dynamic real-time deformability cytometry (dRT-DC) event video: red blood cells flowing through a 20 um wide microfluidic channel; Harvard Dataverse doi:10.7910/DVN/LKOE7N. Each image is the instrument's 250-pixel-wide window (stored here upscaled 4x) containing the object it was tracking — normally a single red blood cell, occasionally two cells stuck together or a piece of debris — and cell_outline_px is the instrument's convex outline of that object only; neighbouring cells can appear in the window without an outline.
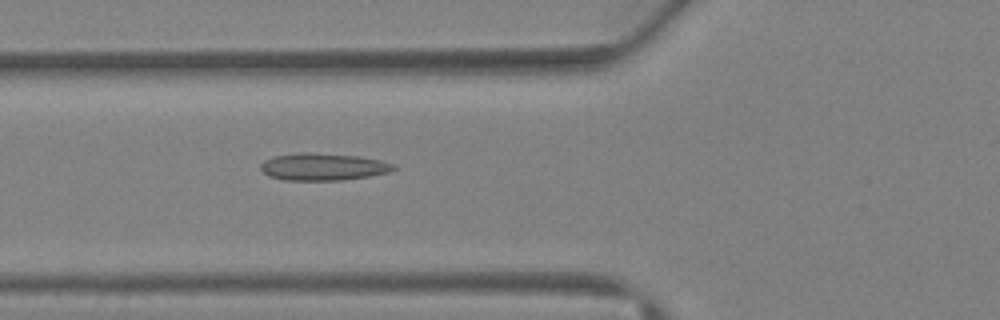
{"species": "Egyptian fruit bat (a non-hibernating species)", "species_latin": "Rousettus aegyptiacus", "temperature_condition": "warm", "stored_images_in_passage": 43, "camera_frame_rate_fps": 3000, "um_per_image_px": 0.085, "animal": {"sex": "female"}, "frame": {"image": 1, "passage_image": 17, "time_ms": 5.333, "image_size_px": [1000, 320], "cell_outline_px": [[396, 168], [388, 172], [368, 176], [340, 180], [284, 180], [272, 176], [264, 172], [260, 168], [260, 164], [264, 160], [276, 156], [300, 152], [308, 152], [360, 156], [380, 160], [396, 164]], "centroid_in_image_um": [27.48, 14.17], "position_along_channel_um": 98.3, "area_um2": 20.92}}
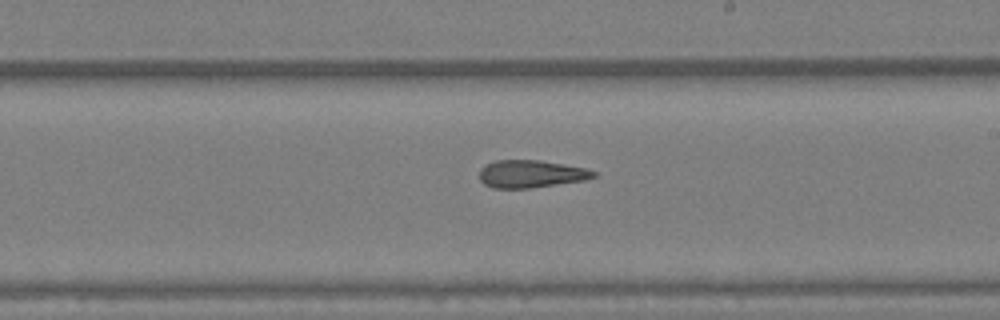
{"frame": {"image": 2, "passage_image": 26, "time_ms": 8.333, "image_size_px": [1000, 320], "cell_outline_px": [[596, 176], [584, 180], [528, 188], [492, 188], [484, 184], [480, 180], [480, 168], [496, 160], [540, 160], [564, 164], [584, 168], [596, 172]], "centroid_in_image_um": [45.1, 14.78], "position_along_channel_um": 243.9, "area_um2": 18.15}}
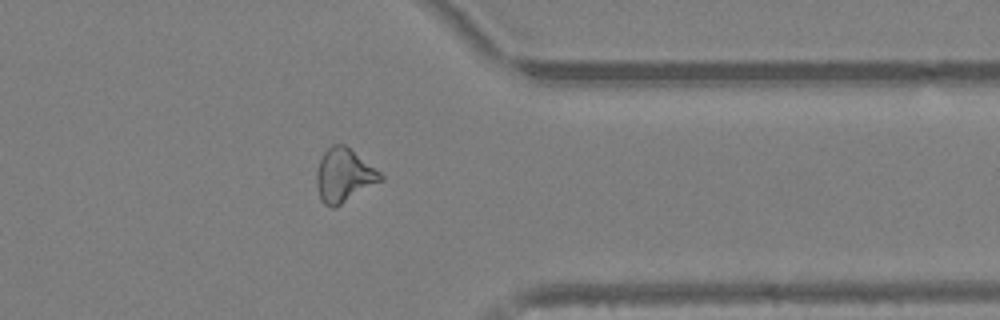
{"frame": {"image": 3, "passage_image": 35, "time_ms": 11.333, "image_size_px": [1000, 320], "cell_outline_px": [[384, 180], [340, 204], [332, 208], [324, 204], [320, 200], [316, 184], [316, 172], [320, 160], [324, 152], [332, 144], [344, 144], [380, 172], [384, 176]], "centroid_in_image_um": [29.22, 14.91], "position_along_channel_um": 382.2, "area_um2": 19.77}, "authors_computed_cell_mechanics": {"area_um2": 20.9236, "velocity_mm_per_s": 4.8572, "shape_relaxation_time_tau1_ms": null, "shape_relaxation_time_tau2_ms": 1.5608, "deformation_change_tau1": null, "deformation_change_tau2": 0.0957}}